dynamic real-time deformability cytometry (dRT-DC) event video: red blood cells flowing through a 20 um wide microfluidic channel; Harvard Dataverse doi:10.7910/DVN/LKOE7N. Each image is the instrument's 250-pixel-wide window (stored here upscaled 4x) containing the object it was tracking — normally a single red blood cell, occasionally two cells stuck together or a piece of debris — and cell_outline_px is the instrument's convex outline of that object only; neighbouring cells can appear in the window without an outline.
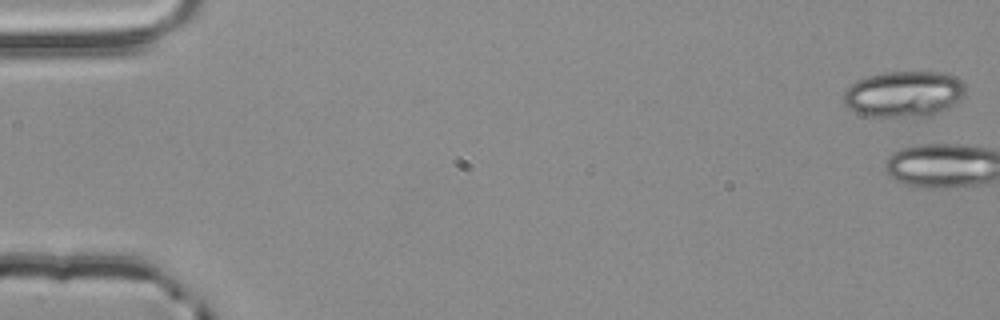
{"species": "common noctule bat (a hibernating species)", "species_latin": "Nyctalus noctula", "temperature_condition": "room temperature", "stored_images_in_passage": 4, "camera_frame_rate_fps": 3000, "um_per_image_px": 0.085, "animal": {"sex": "male", "body_mass_g": 20.4}, "frame": {"image": 1, "passage_image": 1, "time_ms": 0.0, "image_size_px": [1000, 320], "cell_outline_px": [[964, 96], [960, 100], [940, 112], [932, 116], [864, 116], [848, 108], [844, 104], [844, 92], [856, 80], [868, 76], [884, 72], [940, 72], [956, 76], [964, 84]], "centroid_in_image_um": [76.83, 7.99], "position_along_channel_um": 8.2, "area_um2": 32.66}}